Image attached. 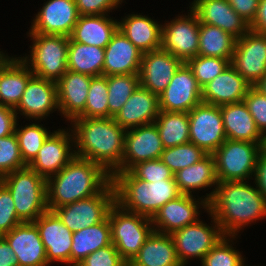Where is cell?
<instances>
[{
  "instance_id": "obj_46",
  "label": "cell",
  "mask_w": 266,
  "mask_h": 266,
  "mask_svg": "<svg viewBox=\"0 0 266 266\" xmlns=\"http://www.w3.org/2000/svg\"><path fill=\"white\" fill-rule=\"evenodd\" d=\"M243 101L247 105L257 129L266 138V95L252 86Z\"/></svg>"
},
{
  "instance_id": "obj_26",
  "label": "cell",
  "mask_w": 266,
  "mask_h": 266,
  "mask_svg": "<svg viewBox=\"0 0 266 266\" xmlns=\"http://www.w3.org/2000/svg\"><path fill=\"white\" fill-rule=\"evenodd\" d=\"M91 76L67 70L56 82L58 111L68 121L78 118L85 109Z\"/></svg>"
},
{
  "instance_id": "obj_6",
  "label": "cell",
  "mask_w": 266,
  "mask_h": 266,
  "mask_svg": "<svg viewBox=\"0 0 266 266\" xmlns=\"http://www.w3.org/2000/svg\"><path fill=\"white\" fill-rule=\"evenodd\" d=\"M33 40L30 56L19 57L34 76L57 82L68 70L69 37L28 33ZM30 58V59H29Z\"/></svg>"
},
{
  "instance_id": "obj_34",
  "label": "cell",
  "mask_w": 266,
  "mask_h": 266,
  "mask_svg": "<svg viewBox=\"0 0 266 266\" xmlns=\"http://www.w3.org/2000/svg\"><path fill=\"white\" fill-rule=\"evenodd\" d=\"M72 241L70 266H76L94 251L112 244L108 217L96 225L74 232Z\"/></svg>"
},
{
  "instance_id": "obj_52",
  "label": "cell",
  "mask_w": 266,
  "mask_h": 266,
  "mask_svg": "<svg viewBox=\"0 0 266 266\" xmlns=\"http://www.w3.org/2000/svg\"><path fill=\"white\" fill-rule=\"evenodd\" d=\"M254 177L256 186L266 199V147L258 156Z\"/></svg>"
},
{
  "instance_id": "obj_8",
  "label": "cell",
  "mask_w": 266,
  "mask_h": 266,
  "mask_svg": "<svg viewBox=\"0 0 266 266\" xmlns=\"http://www.w3.org/2000/svg\"><path fill=\"white\" fill-rule=\"evenodd\" d=\"M265 147L266 143L226 139L212 154L218 181H239L253 178L258 156Z\"/></svg>"
},
{
  "instance_id": "obj_49",
  "label": "cell",
  "mask_w": 266,
  "mask_h": 266,
  "mask_svg": "<svg viewBox=\"0 0 266 266\" xmlns=\"http://www.w3.org/2000/svg\"><path fill=\"white\" fill-rule=\"evenodd\" d=\"M123 0H75L79 15H104L116 9Z\"/></svg>"
},
{
  "instance_id": "obj_12",
  "label": "cell",
  "mask_w": 266,
  "mask_h": 266,
  "mask_svg": "<svg viewBox=\"0 0 266 266\" xmlns=\"http://www.w3.org/2000/svg\"><path fill=\"white\" fill-rule=\"evenodd\" d=\"M190 142L213 154L227 139L220 106L199 103L188 112Z\"/></svg>"
},
{
  "instance_id": "obj_31",
  "label": "cell",
  "mask_w": 266,
  "mask_h": 266,
  "mask_svg": "<svg viewBox=\"0 0 266 266\" xmlns=\"http://www.w3.org/2000/svg\"><path fill=\"white\" fill-rule=\"evenodd\" d=\"M162 25L150 17L131 14L125 16L118 29L143 53L160 49Z\"/></svg>"
},
{
  "instance_id": "obj_20",
  "label": "cell",
  "mask_w": 266,
  "mask_h": 266,
  "mask_svg": "<svg viewBox=\"0 0 266 266\" xmlns=\"http://www.w3.org/2000/svg\"><path fill=\"white\" fill-rule=\"evenodd\" d=\"M183 62L163 49L145 52L139 70L140 86L160 95Z\"/></svg>"
},
{
  "instance_id": "obj_53",
  "label": "cell",
  "mask_w": 266,
  "mask_h": 266,
  "mask_svg": "<svg viewBox=\"0 0 266 266\" xmlns=\"http://www.w3.org/2000/svg\"><path fill=\"white\" fill-rule=\"evenodd\" d=\"M0 266H18L16 254L2 236H0Z\"/></svg>"
},
{
  "instance_id": "obj_32",
  "label": "cell",
  "mask_w": 266,
  "mask_h": 266,
  "mask_svg": "<svg viewBox=\"0 0 266 266\" xmlns=\"http://www.w3.org/2000/svg\"><path fill=\"white\" fill-rule=\"evenodd\" d=\"M112 19L108 14L80 16L69 38L73 42L105 48L118 29V21Z\"/></svg>"
},
{
  "instance_id": "obj_51",
  "label": "cell",
  "mask_w": 266,
  "mask_h": 266,
  "mask_svg": "<svg viewBox=\"0 0 266 266\" xmlns=\"http://www.w3.org/2000/svg\"><path fill=\"white\" fill-rule=\"evenodd\" d=\"M17 117L13 108L0 105V138L15 133Z\"/></svg>"
},
{
  "instance_id": "obj_39",
  "label": "cell",
  "mask_w": 266,
  "mask_h": 266,
  "mask_svg": "<svg viewBox=\"0 0 266 266\" xmlns=\"http://www.w3.org/2000/svg\"><path fill=\"white\" fill-rule=\"evenodd\" d=\"M18 125L16 124L15 134L18 139L21 157L28 166L35 159L38 151L51 132H48L43 127V124L32 123L25 127L17 128Z\"/></svg>"
},
{
  "instance_id": "obj_21",
  "label": "cell",
  "mask_w": 266,
  "mask_h": 266,
  "mask_svg": "<svg viewBox=\"0 0 266 266\" xmlns=\"http://www.w3.org/2000/svg\"><path fill=\"white\" fill-rule=\"evenodd\" d=\"M57 109L59 107L56 82L33 76L28 81L14 111L16 114L19 112L21 116L23 115L27 119H34L36 121L43 120L52 111L54 112Z\"/></svg>"
},
{
  "instance_id": "obj_14",
  "label": "cell",
  "mask_w": 266,
  "mask_h": 266,
  "mask_svg": "<svg viewBox=\"0 0 266 266\" xmlns=\"http://www.w3.org/2000/svg\"><path fill=\"white\" fill-rule=\"evenodd\" d=\"M164 149L155 123L128 129L125 132L122 164L114 172L129 171L139 162L160 159Z\"/></svg>"
},
{
  "instance_id": "obj_7",
  "label": "cell",
  "mask_w": 266,
  "mask_h": 266,
  "mask_svg": "<svg viewBox=\"0 0 266 266\" xmlns=\"http://www.w3.org/2000/svg\"><path fill=\"white\" fill-rule=\"evenodd\" d=\"M108 219L112 243L122 258L130 263L154 232L152 219L127 211L117 203L111 207Z\"/></svg>"
},
{
  "instance_id": "obj_25",
  "label": "cell",
  "mask_w": 266,
  "mask_h": 266,
  "mask_svg": "<svg viewBox=\"0 0 266 266\" xmlns=\"http://www.w3.org/2000/svg\"><path fill=\"white\" fill-rule=\"evenodd\" d=\"M252 85L229 64L221 74L202 87V102L221 106L244 100Z\"/></svg>"
},
{
  "instance_id": "obj_37",
  "label": "cell",
  "mask_w": 266,
  "mask_h": 266,
  "mask_svg": "<svg viewBox=\"0 0 266 266\" xmlns=\"http://www.w3.org/2000/svg\"><path fill=\"white\" fill-rule=\"evenodd\" d=\"M155 125L164 148L190 142L189 117L186 112H159Z\"/></svg>"
},
{
  "instance_id": "obj_48",
  "label": "cell",
  "mask_w": 266,
  "mask_h": 266,
  "mask_svg": "<svg viewBox=\"0 0 266 266\" xmlns=\"http://www.w3.org/2000/svg\"><path fill=\"white\" fill-rule=\"evenodd\" d=\"M127 264L112 243L94 251L76 266H126Z\"/></svg>"
},
{
  "instance_id": "obj_30",
  "label": "cell",
  "mask_w": 266,
  "mask_h": 266,
  "mask_svg": "<svg viewBox=\"0 0 266 266\" xmlns=\"http://www.w3.org/2000/svg\"><path fill=\"white\" fill-rule=\"evenodd\" d=\"M33 76L21 58L10 57L0 68V105L14 109Z\"/></svg>"
},
{
  "instance_id": "obj_44",
  "label": "cell",
  "mask_w": 266,
  "mask_h": 266,
  "mask_svg": "<svg viewBox=\"0 0 266 266\" xmlns=\"http://www.w3.org/2000/svg\"><path fill=\"white\" fill-rule=\"evenodd\" d=\"M27 167L24 163L15 133L0 138V179L5 175Z\"/></svg>"
},
{
  "instance_id": "obj_54",
  "label": "cell",
  "mask_w": 266,
  "mask_h": 266,
  "mask_svg": "<svg viewBox=\"0 0 266 266\" xmlns=\"http://www.w3.org/2000/svg\"><path fill=\"white\" fill-rule=\"evenodd\" d=\"M250 29L262 34H266V0H260L255 20L250 25Z\"/></svg>"
},
{
  "instance_id": "obj_2",
  "label": "cell",
  "mask_w": 266,
  "mask_h": 266,
  "mask_svg": "<svg viewBox=\"0 0 266 266\" xmlns=\"http://www.w3.org/2000/svg\"><path fill=\"white\" fill-rule=\"evenodd\" d=\"M70 124L76 157L100 164L110 175L122 164L126 130L112 117L75 118Z\"/></svg>"
},
{
  "instance_id": "obj_50",
  "label": "cell",
  "mask_w": 266,
  "mask_h": 266,
  "mask_svg": "<svg viewBox=\"0 0 266 266\" xmlns=\"http://www.w3.org/2000/svg\"><path fill=\"white\" fill-rule=\"evenodd\" d=\"M260 0H228L234 11L249 25L256 18Z\"/></svg>"
},
{
  "instance_id": "obj_22",
  "label": "cell",
  "mask_w": 266,
  "mask_h": 266,
  "mask_svg": "<svg viewBox=\"0 0 266 266\" xmlns=\"http://www.w3.org/2000/svg\"><path fill=\"white\" fill-rule=\"evenodd\" d=\"M16 254L18 266H49L34 222H22L2 236Z\"/></svg>"
},
{
  "instance_id": "obj_42",
  "label": "cell",
  "mask_w": 266,
  "mask_h": 266,
  "mask_svg": "<svg viewBox=\"0 0 266 266\" xmlns=\"http://www.w3.org/2000/svg\"><path fill=\"white\" fill-rule=\"evenodd\" d=\"M236 236L224 235L221 240L203 257L202 266H245L244 258L230 242ZM231 239V241H230Z\"/></svg>"
},
{
  "instance_id": "obj_16",
  "label": "cell",
  "mask_w": 266,
  "mask_h": 266,
  "mask_svg": "<svg viewBox=\"0 0 266 266\" xmlns=\"http://www.w3.org/2000/svg\"><path fill=\"white\" fill-rule=\"evenodd\" d=\"M73 143L72 130L71 133L68 129L67 131L58 129L52 132L28 167L47 179L58 173L76 156Z\"/></svg>"
},
{
  "instance_id": "obj_15",
  "label": "cell",
  "mask_w": 266,
  "mask_h": 266,
  "mask_svg": "<svg viewBox=\"0 0 266 266\" xmlns=\"http://www.w3.org/2000/svg\"><path fill=\"white\" fill-rule=\"evenodd\" d=\"M201 102L202 87L192 70L183 63L159 95V108L161 111L188 113Z\"/></svg>"
},
{
  "instance_id": "obj_27",
  "label": "cell",
  "mask_w": 266,
  "mask_h": 266,
  "mask_svg": "<svg viewBox=\"0 0 266 266\" xmlns=\"http://www.w3.org/2000/svg\"><path fill=\"white\" fill-rule=\"evenodd\" d=\"M159 112V96L139 85L113 119L128 130L154 123Z\"/></svg>"
},
{
  "instance_id": "obj_41",
  "label": "cell",
  "mask_w": 266,
  "mask_h": 266,
  "mask_svg": "<svg viewBox=\"0 0 266 266\" xmlns=\"http://www.w3.org/2000/svg\"><path fill=\"white\" fill-rule=\"evenodd\" d=\"M206 155L207 153L203 149L192 142H188L165 148L161 153L160 160L175 174L177 171L200 161Z\"/></svg>"
},
{
  "instance_id": "obj_17",
  "label": "cell",
  "mask_w": 266,
  "mask_h": 266,
  "mask_svg": "<svg viewBox=\"0 0 266 266\" xmlns=\"http://www.w3.org/2000/svg\"><path fill=\"white\" fill-rule=\"evenodd\" d=\"M199 199L197 201L193 195L181 194L167 202L152 218L154 231L171 235L188 224L195 223L199 220V208L208 210V202L201 197Z\"/></svg>"
},
{
  "instance_id": "obj_47",
  "label": "cell",
  "mask_w": 266,
  "mask_h": 266,
  "mask_svg": "<svg viewBox=\"0 0 266 266\" xmlns=\"http://www.w3.org/2000/svg\"><path fill=\"white\" fill-rule=\"evenodd\" d=\"M22 221L18 218L10 191L0 182V236Z\"/></svg>"
},
{
  "instance_id": "obj_55",
  "label": "cell",
  "mask_w": 266,
  "mask_h": 266,
  "mask_svg": "<svg viewBox=\"0 0 266 266\" xmlns=\"http://www.w3.org/2000/svg\"><path fill=\"white\" fill-rule=\"evenodd\" d=\"M262 94L266 95V74L254 85Z\"/></svg>"
},
{
  "instance_id": "obj_56",
  "label": "cell",
  "mask_w": 266,
  "mask_h": 266,
  "mask_svg": "<svg viewBox=\"0 0 266 266\" xmlns=\"http://www.w3.org/2000/svg\"><path fill=\"white\" fill-rule=\"evenodd\" d=\"M9 58L10 56H8V54L5 55V53L0 51V68L8 61Z\"/></svg>"
},
{
  "instance_id": "obj_19",
  "label": "cell",
  "mask_w": 266,
  "mask_h": 266,
  "mask_svg": "<svg viewBox=\"0 0 266 266\" xmlns=\"http://www.w3.org/2000/svg\"><path fill=\"white\" fill-rule=\"evenodd\" d=\"M34 224L39 230L48 264L60 262L69 266L73 232L50 210L39 216Z\"/></svg>"
},
{
  "instance_id": "obj_23",
  "label": "cell",
  "mask_w": 266,
  "mask_h": 266,
  "mask_svg": "<svg viewBox=\"0 0 266 266\" xmlns=\"http://www.w3.org/2000/svg\"><path fill=\"white\" fill-rule=\"evenodd\" d=\"M189 7L200 23L217 26L236 39L250 30V25L234 11L228 0H194Z\"/></svg>"
},
{
  "instance_id": "obj_36",
  "label": "cell",
  "mask_w": 266,
  "mask_h": 266,
  "mask_svg": "<svg viewBox=\"0 0 266 266\" xmlns=\"http://www.w3.org/2000/svg\"><path fill=\"white\" fill-rule=\"evenodd\" d=\"M236 38L214 25L200 23L198 56L232 59Z\"/></svg>"
},
{
  "instance_id": "obj_10",
  "label": "cell",
  "mask_w": 266,
  "mask_h": 266,
  "mask_svg": "<svg viewBox=\"0 0 266 266\" xmlns=\"http://www.w3.org/2000/svg\"><path fill=\"white\" fill-rule=\"evenodd\" d=\"M207 212L212 219L211 223L213 224L211 226L197 220L195 223L188 224L171 234L179 262L182 266L188 264L189 258H199L202 261L203 257L224 236L215 217L209 210Z\"/></svg>"
},
{
  "instance_id": "obj_33",
  "label": "cell",
  "mask_w": 266,
  "mask_h": 266,
  "mask_svg": "<svg viewBox=\"0 0 266 266\" xmlns=\"http://www.w3.org/2000/svg\"><path fill=\"white\" fill-rule=\"evenodd\" d=\"M129 264L131 266H182L172 236L155 231Z\"/></svg>"
},
{
  "instance_id": "obj_13",
  "label": "cell",
  "mask_w": 266,
  "mask_h": 266,
  "mask_svg": "<svg viewBox=\"0 0 266 266\" xmlns=\"http://www.w3.org/2000/svg\"><path fill=\"white\" fill-rule=\"evenodd\" d=\"M230 64L254 86L266 74V34L250 29L236 39Z\"/></svg>"
},
{
  "instance_id": "obj_5",
  "label": "cell",
  "mask_w": 266,
  "mask_h": 266,
  "mask_svg": "<svg viewBox=\"0 0 266 266\" xmlns=\"http://www.w3.org/2000/svg\"><path fill=\"white\" fill-rule=\"evenodd\" d=\"M0 182L10 191L17 216L22 222H34L48 210L46 178L30 167L10 172Z\"/></svg>"
},
{
  "instance_id": "obj_3",
  "label": "cell",
  "mask_w": 266,
  "mask_h": 266,
  "mask_svg": "<svg viewBox=\"0 0 266 266\" xmlns=\"http://www.w3.org/2000/svg\"><path fill=\"white\" fill-rule=\"evenodd\" d=\"M111 175L90 160L74 157L58 173L46 179L47 208H56L99 194Z\"/></svg>"
},
{
  "instance_id": "obj_24",
  "label": "cell",
  "mask_w": 266,
  "mask_h": 266,
  "mask_svg": "<svg viewBox=\"0 0 266 266\" xmlns=\"http://www.w3.org/2000/svg\"><path fill=\"white\" fill-rule=\"evenodd\" d=\"M104 49L103 76L139 73L143 52L119 29Z\"/></svg>"
},
{
  "instance_id": "obj_40",
  "label": "cell",
  "mask_w": 266,
  "mask_h": 266,
  "mask_svg": "<svg viewBox=\"0 0 266 266\" xmlns=\"http://www.w3.org/2000/svg\"><path fill=\"white\" fill-rule=\"evenodd\" d=\"M108 117V76L92 77L84 112L78 118Z\"/></svg>"
},
{
  "instance_id": "obj_18",
  "label": "cell",
  "mask_w": 266,
  "mask_h": 266,
  "mask_svg": "<svg viewBox=\"0 0 266 266\" xmlns=\"http://www.w3.org/2000/svg\"><path fill=\"white\" fill-rule=\"evenodd\" d=\"M79 17L75 0H47L28 33L69 37Z\"/></svg>"
},
{
  "instance_id": "obj_1",
  "label": "cell",
  "mask_w": 266,
  "mask_h": 266,
  "mask_svg": "<svg viewBox=\"0 0 266 266\" xmlns=\"http://www.w3.org/2000/svg\"><path fill=\"white\" fill-rule=\"evenodd\" d=\"M246 180L218 182L208 210L224 235L237 236L248 224L266 218V199ZM264 217V218H263Z\"/></svg>"
},
{
  "instance_id": "obj_28",
  "label": "cell",
  "mask_w": 266,
  "mask_h": 266,
  "mask_svg": "<svg viewBox=\"0 0 266 266\" xmlns=\"http://www.w3.org/2000/svg\"><path fill=\"white\" fill-rule=\"evenodd\" d=\"M224 132L229 140L266 143L244 101L220 106Z\"/></svg>"
},
{
  "instance_id": "obj_9",
  "label": "cell",
  "mask_w": 266,
  "mask_h": 266,
  "mask_svg": "<svg viewBox=\"0 0 266 266\" xmlns=\"http://www.w3.org/2000/svg\"><path fill=\"white\" fill-rule=\"evenodd\" d=\"M115 203L116 192L111 181L99 194L56 208L54 212L74 233L105 220Z\"/></svg>"
},
{
  "instance_id": "obj_35",
  "label": "cell",
  "mask_w": 266,
  "mask_h": 266,
  "mask_svg": "<svg viewBox=\"0 0 266 266\" xmlns=\"http://www.w3.org/2000/svg\"><path fill=\"white\" fill-rule=\"evenodd\" d=\"M105 49L69 38L67 69L91 77L103 76Z\"/></svg>"
},
{
  "instance_id": "obj_11",
  "label": "cell",
  "mask_w": 266,
  "mask_h": 266,
  "mask_svg": "<svg viewBox=\"0 0 266 266\" xmlns=\"http://www.w3.org/2000/svg\"><path fill=\"white\" fill-rule=\"evenodd\" d=\"M188 15H181L164 23L161 28L160 48L168 51L186 63L198 55L200 22L190 9Z\"/></svg>"
},
{
  "instance_id": "obj_29",
  "label": "cell",
  "mask_w": 266,
  "mask_h": 266,
  "mask_svg": "<svg viewBox=\"0 0 266 266\" xmlns=\"http://www.w3.org/2000/svg\"><path fill=\"white\" fill-rule=\"evenodd\" d=\"M175 182L181 194L193 195V190H201L214 186L215 189L204 198L208 203L214 196L218 179L215 160L212 154H207L203 159L177 171L174 174ZM216 185V186H215Z\"/></svg>"
},
{
  "instance_id": "obj_38",
  "label": "cell",
  "mask_w": 266,
  "mask_h": 266,
  "mask_svg": "<svg viewBox=\"0 0 266 266\" xmlns=\"http://www.w3.org/2000/svg\"><path fill=\"white\" fill-rule=\"evenodd\" d=\"M139 85L138 73L108 76L109 117L116 116Z\"/></svg>"
},
{
  "instance_id": "obj_45",
  "label": "cell",
  "mask_w": 266,
  "mask_h": 266,
  "mask_svg": "<svg viewBox=\"0 0 266 266\" xmlns=\"http://www.w3.org/2000/svg\"><path fill=\"white\" fill-rule=\"evenodd\" d=\"M130 171L146 182L169 180L174 178V173L160 159L142 161L134 165Z\"/></svg>"
},
{
  "instance_id": "obj_43",
  "label": "cell",
  "mask_w": 266,
  "mask_h": 266,
  "mask_svg": "<svg viewBox=\"0 0 266 266\" xmlns=\"http://www.w3.org/2000/svg\"><path fill=\"white\" fill-rule=\"evenodd\" d=\"M230 62L231 59L197 55L195 58L189 59L186 64L192 70L198 84L203 87L221 74Z\"/></svg>"
},
{
  "instance_id": "obj_4",
  "label": "cell",
  "mask_w": 266,
  "mask_h": 266,
  "mask_svg": "<svg viewBox=\"0 0 266 266\" xmlns=\"http://www.w3.org/2000/svg\"><path fill=\"white\" fill-rule=\"evenodd\" d=\"M111 177L116 203L127 211L151 219L162 206L181 195L174 178L146 182L138 179L130 170L113 172Z\"/></svg>"
}]
</instances>
